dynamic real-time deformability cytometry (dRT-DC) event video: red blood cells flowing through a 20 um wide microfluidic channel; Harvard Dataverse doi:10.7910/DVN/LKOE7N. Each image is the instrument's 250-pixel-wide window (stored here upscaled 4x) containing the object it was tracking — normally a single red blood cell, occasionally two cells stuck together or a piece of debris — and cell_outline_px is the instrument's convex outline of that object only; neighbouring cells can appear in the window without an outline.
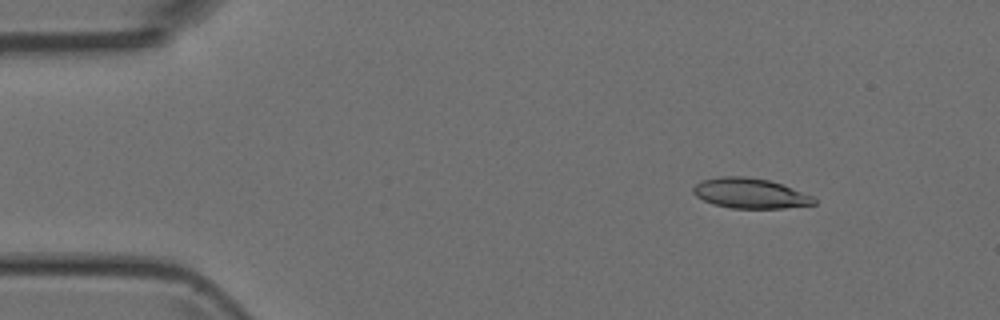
{"species": "Egyptian fruit bat (a non-hibernating species)", "species_latin": "Rousettus aegyptiacus", "temperature_condition": "room temperature", "stored_images_in_passage": 6, "camera_frame_rate_fps": 3000, "um_per_image_px": 0.085, "animal": {"sex": "female"}, "frame": {"image": 1, "passage_image": 2, "time_ms": 1.0, "image_size_px": [1000, 320], "cell_outline_px": [[816, 204], [784, 208], [732, 208], [712, 204], [696, 196], [692, 192], [692, 188], [700, 180], [720, 176], [744, 176], [768, 180], [780, 184], [812, 196], [816, 200]], "centroid_in_image_um": [63.71, 16.43], "position_along_channel_um": 21.3, "area_um2": 21.1}}
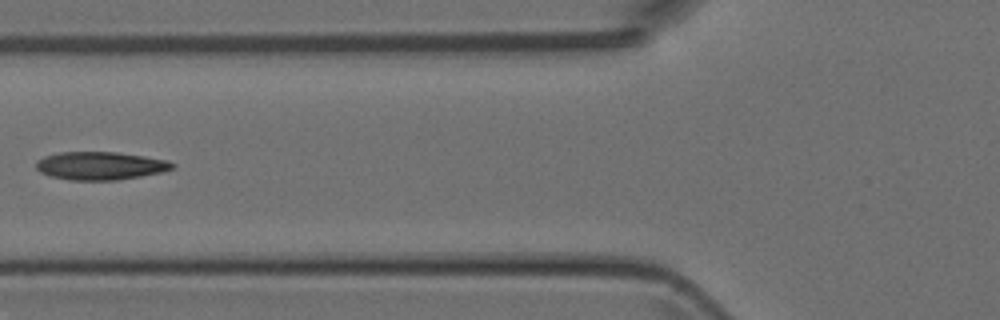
{"frame": {"image": 2, "passage_image": 5, "time_ms": 5.333, "image_size_px": [1000, 320], "cell_outline_px": [[176, 168], [160, 172], [140, 176], [116, 180], [68, 180], [52, 176], [40, 172], [36, 168], [36, 160], [44, 156], [60, 152], [116, 152], [144, 156], [168, 160], [176, 164]], "centroid_in_image_um": [8.53, 14.08], "position_along_channel_um": 117.3, "area_um2": 22.31}}
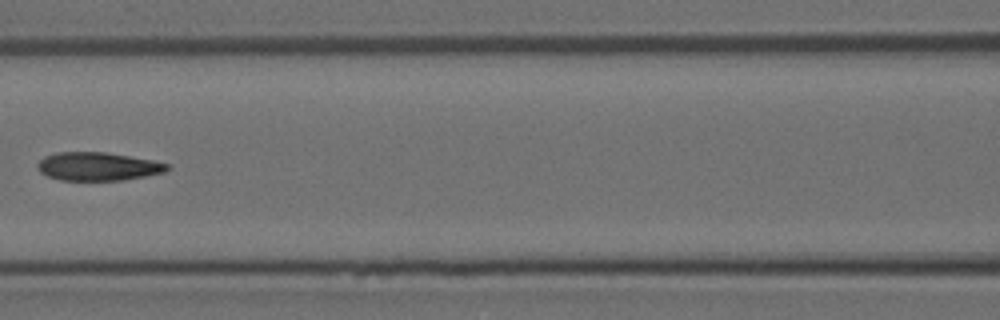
{"frame": {"image": 3, "passage_image": 6, "time_ms": 6.333, "image_size_px": [1000, 320], "cell_outline_px": [[168, 168], [164, 172], [124, 180], [60, 180], [48, 176], [40, 172], [36, 168], [36, 164], [44, 156], [56, 152], [108, 152], [152, 160], [168, 164]], "centroid_in_image_um": [8.27, 14.14], "position_along_channel_um": 158.3, "area_um2": 21.39}}